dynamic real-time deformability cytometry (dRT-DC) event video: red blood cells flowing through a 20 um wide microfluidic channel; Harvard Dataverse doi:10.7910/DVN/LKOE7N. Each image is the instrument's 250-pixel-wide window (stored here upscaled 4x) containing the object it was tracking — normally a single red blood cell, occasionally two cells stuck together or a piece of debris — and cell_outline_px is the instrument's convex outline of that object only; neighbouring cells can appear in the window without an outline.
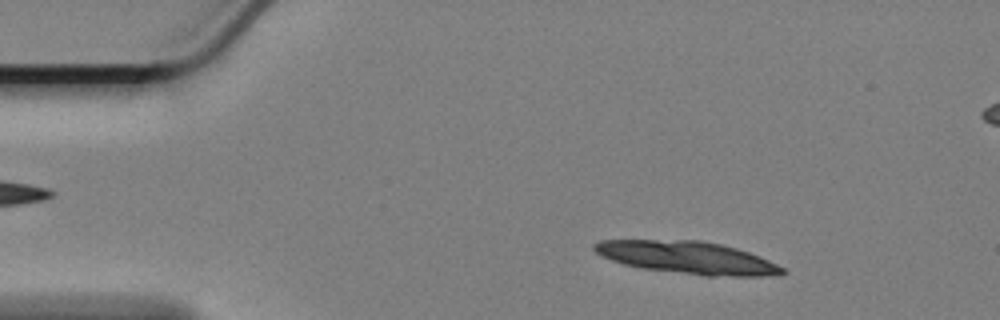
{"species": "Egyptian fruit bat (a non-hibernating species)", "species_latin": "Rousettus aegyptiacus", "temperature_condition": "cold", "stored_images_in_passage": 35, "segment_of_instrument_passage": [1, 2], "camera_frame_rate_fps": 3000, "um_per_image_px": 0.085, "animal": {"sex": "female"}, "frame": {"image": 1, "passage_image": 8, "time_ms": 2.333, "image_size_px": [1000, 320], "cell_outline_px": [[788, 272], [764, 276], [704, 276], [640, 268], [624, 264], [612, 260], [596, 252], [592, 248], [592, 244], [600, 240], [700, 240], [720, 244], [736, 248], [748, 252], [768, 260], [784, 268]], "centroid_in_image_um": [58.41, 21.9], "position_along_channel_um": 26.6, "area_um2": 35.43}}